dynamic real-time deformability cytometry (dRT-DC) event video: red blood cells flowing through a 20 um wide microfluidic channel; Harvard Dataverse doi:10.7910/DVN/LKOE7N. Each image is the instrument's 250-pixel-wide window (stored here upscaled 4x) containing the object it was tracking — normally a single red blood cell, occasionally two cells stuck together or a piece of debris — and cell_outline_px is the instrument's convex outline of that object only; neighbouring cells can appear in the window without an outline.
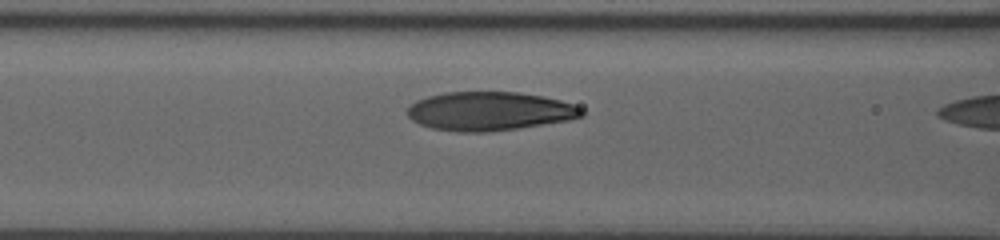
{"species": "human", "species_latin": "Homo sapiens", "temperature_condition": "room temperature", "stored_images_in_passage": 19, "camera_frame_rate_fps": 3000, "um_per_image_px": 0.085, "donor": {"sex": "male"}, "frame": {"image": 1, "passage_image": 18, "time_ms": 3.0, "image_size_px": [1000, 240], "cell_outline_px": [[584, 116], [568, 120], [516, 128], [484, 132], [456, 132], [432, 128], [420, 124], [412, 120], [408, 116], [408, 108], [416, 100], [428, 96], [444, 92], [520, 92], [544, 96], [560, 100], [572, 104], [580, 108], [584, 112]], "centroid_in_image_um": [41.6, 9.44], "position_along_channel_um": 125.0, "area_um2": 39.25}}